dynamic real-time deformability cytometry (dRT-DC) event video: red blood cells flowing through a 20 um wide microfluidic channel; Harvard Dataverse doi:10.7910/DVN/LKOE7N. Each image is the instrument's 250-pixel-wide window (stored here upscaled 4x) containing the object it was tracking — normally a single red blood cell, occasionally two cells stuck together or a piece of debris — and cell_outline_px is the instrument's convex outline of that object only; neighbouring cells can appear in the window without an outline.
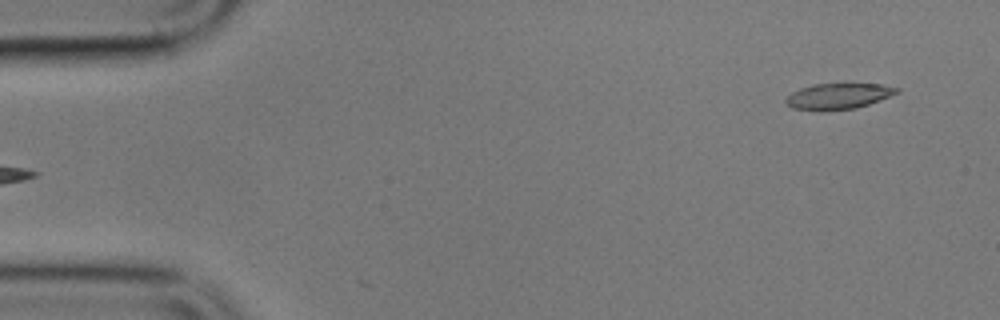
{"species": "common noctule bat (a hibernating species)", "species_latin": "Nyctalus noctula", "temperature_condition": "cold", "stored_images_in_passage": 5, "segment_of_instrument_passage": [2, 2], "camera_frame_rate_fps": 3000, "um_per_image_px": 0.085, "animal": {"sex": "male", "body_mass_g": 17.9}, "frame": {"image": 1, "passage_image": 5, "time_ms": 5.667, "image_size_px": [1000, 320], "cell_outline_px": [[900, 92], [880, 100], [856, 108], [820, 112], [792, 108], [784, 100], [792, 92], [800, 88], [812, 84], [880, 84], [900, 88]], "centroid_in_image_um": [71.24, 8.19], "position_along_channel_um": 13.8, "area_um2": 16.88}}